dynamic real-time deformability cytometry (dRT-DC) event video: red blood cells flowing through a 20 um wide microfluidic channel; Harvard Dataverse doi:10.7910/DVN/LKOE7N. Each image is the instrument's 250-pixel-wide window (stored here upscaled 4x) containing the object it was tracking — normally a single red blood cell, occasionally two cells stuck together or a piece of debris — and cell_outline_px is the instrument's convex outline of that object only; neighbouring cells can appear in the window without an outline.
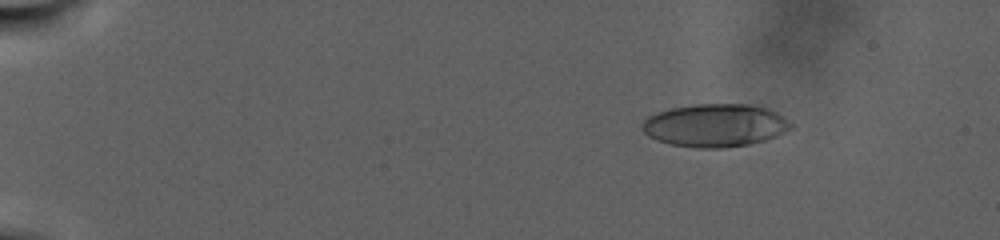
{"species": "human", "species_latin": "Homo sapiens", "temperature_condition": "warm", "stored_images_in_passage": 97, "camera_frame_rate_fps": 3000, "um_per_image_px": 0.085, "donor": {"sex": "male"}, "frame": {"image": 1, "passage_image": 15, "time_ms": 4.667, "image_size_px": [1000, 240], "cell_outline_px": [[796, 124], [792, 128], [776, 136], [764, 140], [748, 144], [724, 148], [696, 148], [672, 144], [656, 140], [648, 136], [644, 132], [644, 120], [648, 116], [656, 112], [672, 108], [696, 104], [748, 104], [768, 108], [784, 116]], "centroid_in_image_um": [60.83, 10.65], "position_along_channel_um": 24.2, "area_um2": 37.28}}
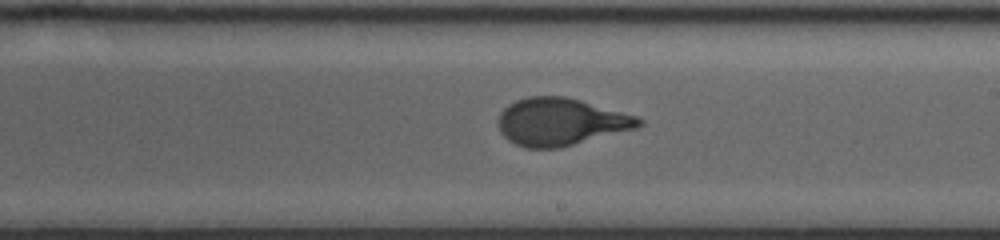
{"frame": {"image": 2, "passage_image": 61, "time_ms": 20.0, "image_size_px": [1000, 240], "cell_outline_px": [[644, 124], [636, 128], [560, 148], [524, 148], [508, 140], [500, 132], [496, 124], [500, 112], [508, 104], [516, 100], [528, 96], [564, 96], [580, 100], [636, 116], [644, 120]], "centroid_in_image_um": [47.61, 10.36], "position_along_channel_um": 241.4, "area_um2": 38.9}}
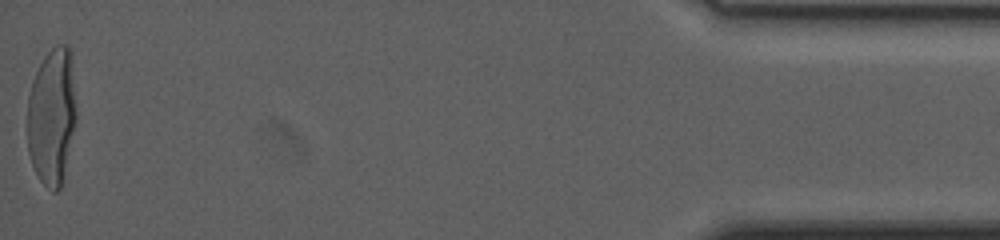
{"frame": {"image": 3, "passage_image": 97, "time_ms": 32.0, "image_size_px": [1000, 240], "cell_outline_px": [[76, 120], [60, 188], [56, 192], [52, 192], [40, 180], [32, 164], [28, 152], [28, 96], [32, 80], [44, 56], [56, 44], [68, 44], [72, 52], [76, 112]], "centroid_in_image_um": [4.42, 9.82], "position_along_channel_um": 430.8, "area_um2": 39.13}, "authors_computed_cell_mechanics": {"area_um2": 37.859, "velocity_mm_per_s": 2.2398, "shape_relaxation_time_tau1_ms": 7.9242, "shape_relaxation_time_tau2_ms": null, "deformation_change_tau1": 0.2609, "deformation_change_tau2": null}}